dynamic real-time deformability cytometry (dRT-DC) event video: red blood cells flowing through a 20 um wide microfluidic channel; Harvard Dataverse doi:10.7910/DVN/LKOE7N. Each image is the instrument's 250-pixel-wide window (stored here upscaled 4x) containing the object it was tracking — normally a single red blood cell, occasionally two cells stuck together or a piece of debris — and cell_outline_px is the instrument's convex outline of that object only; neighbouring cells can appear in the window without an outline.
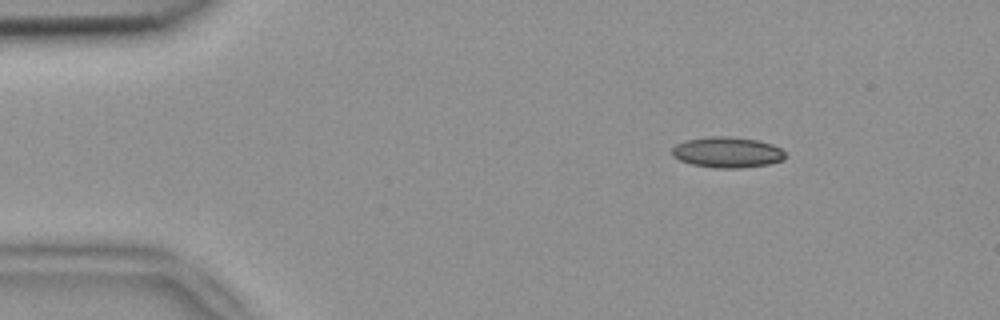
{"species": "common noctule bat (a hibernating species)", "species_latin": "Nyctalus noctula", "temperature_condition": "room temperature", "stored_images_in_passage": 5, "camera_frame_rate_fps": 3000, "um_per_image_px": 0.085, "animal": {"sex": "female", "body_mass_g": 18.4}, "frame": {"image": 1, "passage_image": 1, "time_ms": 0.0, "image_size_px": [1000, 320], "cell_outline_px": [[788, 156], [784, 160], [768, 164], [740, 168], [716, 168], [692, 164], [680, 160], [672, 156], [672, 148], [676, 144], [688, 140], [712, 136], [728, 136], [756, 140], [772, 144], [780, 148]], "centroid_in_image_um": [61.84, 12.95], "position_along_channel_um": 23.2, "area_um2": 20.23}}
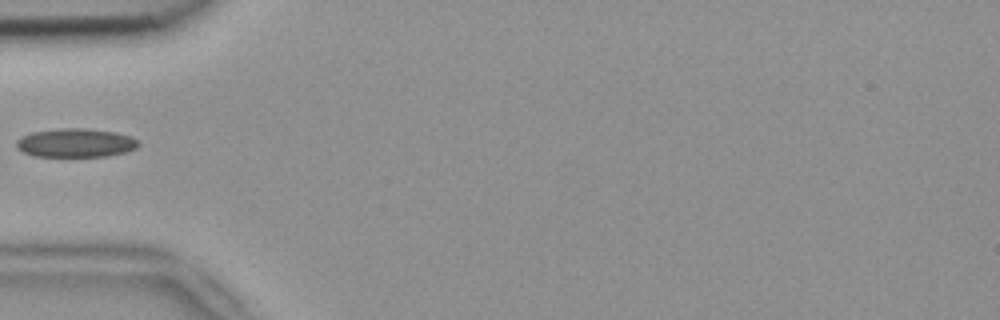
{"frame": {"image": 2, "passage_image": 4, "time_ms": 1.0, "image_size_px": [1000, 320], "cell_outline_px": [[140, 144], [136, 148], [124, 152], [108, 156], [32, 156], [16, 148], [16, 140], [20, 136], [32, 132], [60, 128], [84, 128], [116, 132], [132, 136], [140, 140]], "centroid_in_image_um": [6.44, 12.13], "position_along_channel_um": 78.6, "area_um2": 20.63}}